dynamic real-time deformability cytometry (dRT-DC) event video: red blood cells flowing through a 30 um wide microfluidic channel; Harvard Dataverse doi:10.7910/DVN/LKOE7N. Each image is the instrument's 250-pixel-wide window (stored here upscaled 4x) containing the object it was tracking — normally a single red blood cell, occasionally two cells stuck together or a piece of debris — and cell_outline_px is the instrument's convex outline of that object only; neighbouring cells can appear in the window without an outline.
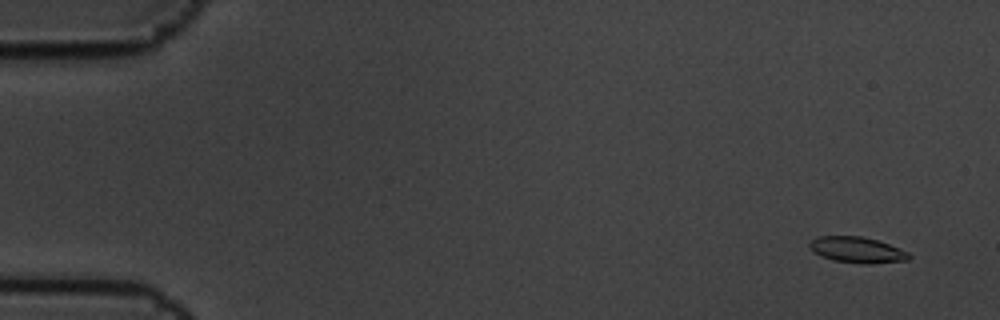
{"species": "common noctule bat (a hibernating species)", "species_latin": "Nyctalus noctula", "temperature_condition": "cold", "stored_images_in_passage": 5, "camera_frame_rate_fps": 3000, "um_per_image_px": 0.085, "animal": {"sex": "male", "body_mass_g": 19.5, "forearm_length_mm": 54.6}, "frame": {"image": 1, "passage_image": 1, "time_ms": 0.0, "image_size_px": [1000, 320], "cell_outline_px": [[912, 256], [908, 260], [872, 264], [864, 264], [832, 260], [816, 252], [808, 244], [816, 236], [860, 236], [876, 240], [888, 244], [908, 252]], "centroid_in_image_um": [72.89, 21.24], "position_along_channel_um": 12.1, "area_um2": 14.8}}
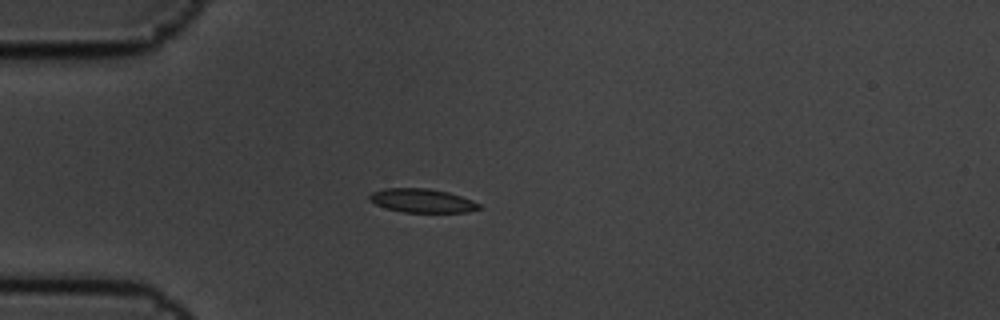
{"frame": {"image": 2, "passage_image": 5, "time_ms": 1.333, "image_size_px": [1000, 320], "cell_outline_px": [[484, 208], [468, 212], [404, 212], [388, 208], [376, 204], [368, 200], [368, 196], [372, 192], [384, 188], [428, 188], [448, 192], [472, 200], [480, 204]], "centroid_in_image_um": [35.9, 17.05], "position_along_channel_um": 49.1, "area_um2": 15.2}}